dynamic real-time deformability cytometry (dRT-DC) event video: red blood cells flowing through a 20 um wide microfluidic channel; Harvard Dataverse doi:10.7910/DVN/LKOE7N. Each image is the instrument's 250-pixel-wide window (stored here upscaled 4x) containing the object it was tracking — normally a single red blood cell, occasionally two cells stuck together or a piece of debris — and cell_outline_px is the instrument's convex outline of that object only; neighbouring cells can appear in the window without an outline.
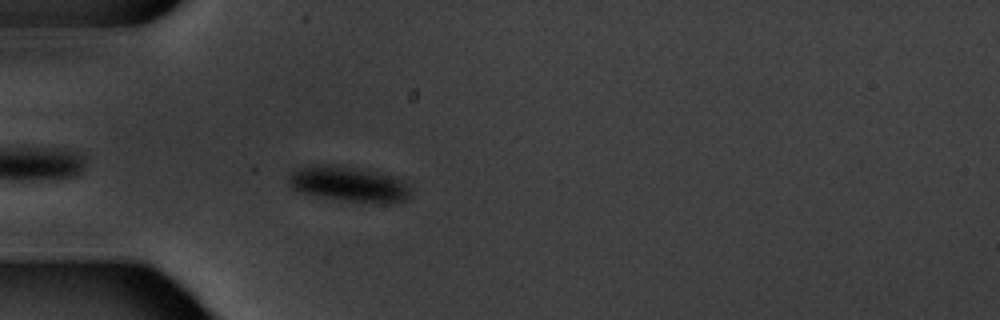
{"species": "common noctule bat (a hibernating species)", "species_latin": "Nyctalus noctula", "temperature_condition": "warm", "stored_images_in_passage": 5, "camera_frame_rate_fps": 3000, "um_per_image_px": 0.085, "animal": {"sex": "male", "body_mass_g": 20.1, "forearm_length_mm": 53.5}, "frame": {"image": 1, "passage_image": 5, "time_ms": 5.667, "image_size_px": [1000, 320], "cell_outline_px": [[408, 196], [404, 200], [392, 204], [376, 204], [344, 200], [300, 192], [292, 188], [288, 184], [288, 172], [300, 168], [328, 164], [392, 176], [404, 180], [408, 184]], "centroid_in_image_um": [29.63, 15.68], "position_along_channel_um": 55.4, "area_um2": 24.57}}